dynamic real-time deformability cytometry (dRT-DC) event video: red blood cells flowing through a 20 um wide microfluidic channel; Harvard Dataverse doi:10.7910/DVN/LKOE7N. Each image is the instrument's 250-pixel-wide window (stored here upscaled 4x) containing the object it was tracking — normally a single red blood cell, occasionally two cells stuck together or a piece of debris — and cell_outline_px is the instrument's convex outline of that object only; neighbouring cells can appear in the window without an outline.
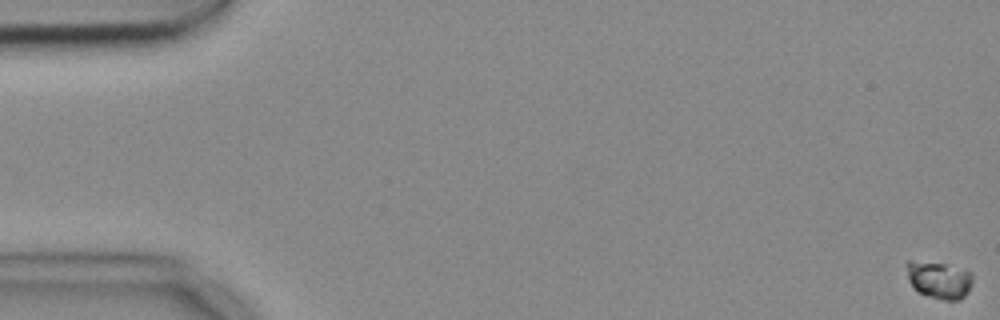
{"species": "common noctule bat (a hibernating species)", "species_latin": "Nyctalus noctula", "temperature_condition": "cold", "stored_images_in_passage": 7, "camera_frame_rate_fps": 3000, "um_per_image_px": 0.085, "animal": {"sex": "female", "body_mass_g": 18.4}, "frame": {"image": 1, "passage_image": 1, "time_ms": 0.0, "image_size_px": [1000, 320], "cell_outline_px": [[972, 284], [968, 292], [960, 300], [944, 300], [916, 292], [908, 280], [904, 264], [908, 260], [944, 264], [972, 272]], "centroid_in_image_um": [79.78, 23.79], "position_along_channel_um": 5.2, "area_um2": 14.45}}
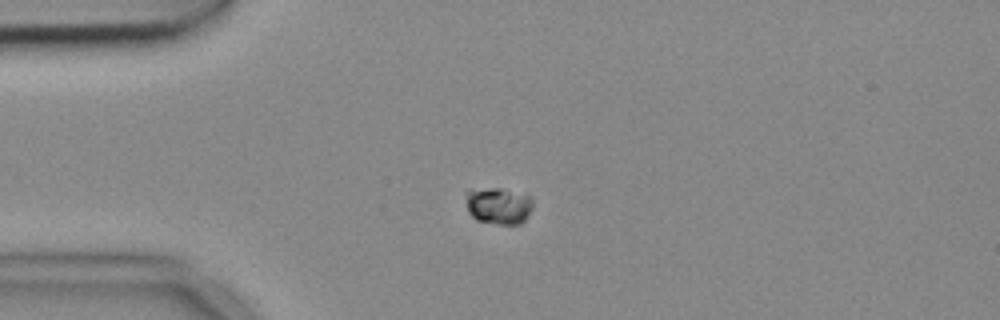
{"frame": {"image": 2, "passage_image": 5, "time_ms": 1.333, "image_size_px": [1000, 320], "cell_outline_px": [[532, 208], [528, 216], [520, 224], [496, 224], [476, 220], [468, 212], [464, 192], [468, 188], [500, 188], [532, 196]], "centroid_in_image_um": [42.33, 17.47], "position_along_channel_um": 42.7, "area_um2": 14.74}}